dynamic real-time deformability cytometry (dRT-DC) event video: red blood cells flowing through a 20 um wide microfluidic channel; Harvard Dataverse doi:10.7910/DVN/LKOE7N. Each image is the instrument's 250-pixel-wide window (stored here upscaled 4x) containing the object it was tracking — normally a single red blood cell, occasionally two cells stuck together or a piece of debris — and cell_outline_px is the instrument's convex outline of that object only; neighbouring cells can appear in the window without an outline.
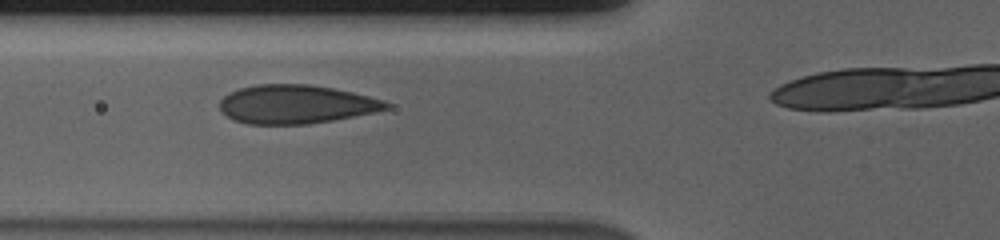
{"species": "human", "species_latin": "Homo sapiens", "temperature_condition": "cold", "stored_images_in_passage": 35, "camera_frame_rate_fps": 3000, "um_per_image_px": 0.085, "donor": {"sex": "male"}, "frame": {"image": 1, "passage_image": 11, "time_ms": 3.333, "image_size_px": [1000, 240], "cell_outline_px": [[392, 108], [332, 120], [308, 124], [248, 124], [232, 120], [220, 108], [220, 100], [228, 92], [240, 88], [256, 84], [308, 84], [332, 88], [352, 92], [384, 100], [392, 104]], "centroid_in_image_um": [25.15, 8.86], "position_along_channel_um": 100.7, "area_um2": 37.45}}
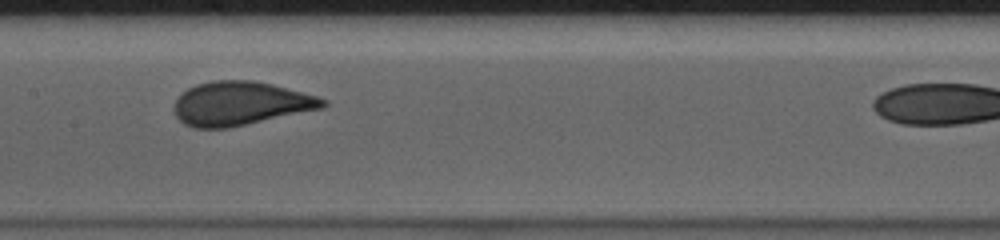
{"frame": {"image": 2, "passage_image": 18, "time_ms": 5.667, "image_size_px": [1000, 240], "cell_outline_px": [[328, 104], [324, 108], [228, 128], [192, 128], [184, 124], [176, 116], [172, 108], [176, 100], [188, 88], [196, 84], [212, 80], [252, 80], [272, 84], [316, 96], [328, 100]], "centroid_in_image_um": [20.43, 8.8], "position_along_channel_um": 187.0, "area_um2": 37.97}}
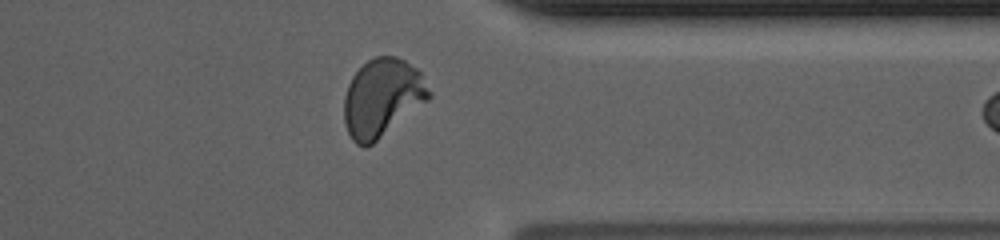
{"frame": {"image": 3, "passage_image": 34, "time_ms": 11.0, "image_size_px": [1000, 240], "cell_outline_px": [[432, 96], [428, 100], [372, 144], [364, 148], [356, 144], [352, 140], [344, 124], [344, 96], [348, 84], [352, 76], [368, 60], [376, 56], [396, 56], [404, 60], [416, 68], [420, 72], [432, 92]], "centroid_in_image_um": [32.48, 8.31], "position_along_channel_um": 378.9, "area_um2": 38.55}}